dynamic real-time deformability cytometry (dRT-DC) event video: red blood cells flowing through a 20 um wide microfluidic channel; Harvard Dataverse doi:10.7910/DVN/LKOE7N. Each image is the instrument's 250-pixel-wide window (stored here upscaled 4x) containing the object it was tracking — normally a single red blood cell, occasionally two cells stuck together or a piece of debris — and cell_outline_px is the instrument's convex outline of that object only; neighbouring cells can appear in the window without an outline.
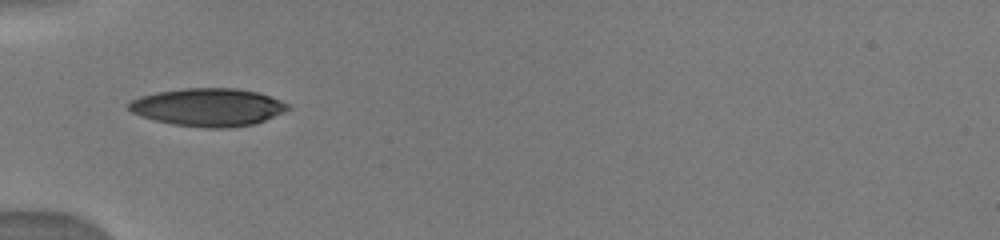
{"species": "human", "species_latin": "Homo sapiens", "temperature_condition": "warm", "stored_images_in_passage": 8, "camera_frame_rate_fps": 3000, "um_per_image_px": 0.085, "donor": {"sex": "male"}, "frame": {"image": 1, "passage_image": 1, "time_ms": 0.0, "image_size_px": [1000, 240], "cell_outline_px": [[292, 108], [284, 112], [264, 120], [252, 124], [220, 128], [208, 128], [172, 124], [140, 116], [132, 112], [128, 108], [128, 104], [132, 100], [140, 96], [156, 92], [184, 88], [236, 88], [256, 92], [280, 100], [288, 104]], "centroid_in_image_um": [17.67, 9.1], "position_along_channel_um": 67.3, "area_um2": 34.85}}